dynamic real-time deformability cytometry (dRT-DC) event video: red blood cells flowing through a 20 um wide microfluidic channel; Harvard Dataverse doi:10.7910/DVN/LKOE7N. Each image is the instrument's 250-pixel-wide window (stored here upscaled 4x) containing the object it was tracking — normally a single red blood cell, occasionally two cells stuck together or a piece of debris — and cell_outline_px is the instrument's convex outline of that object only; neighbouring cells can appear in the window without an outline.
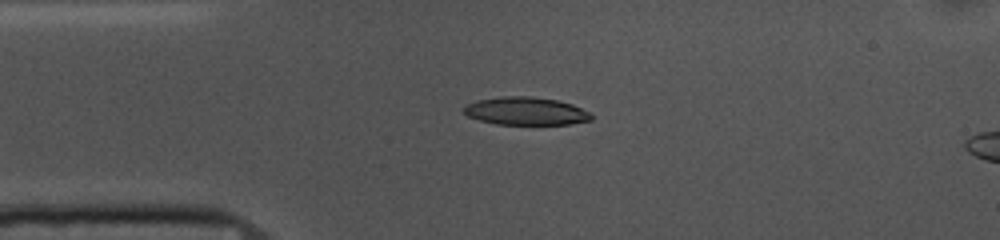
{"species": "common noctule bat (a hibernating species)", "species_latin": "Nyctalus noctula", "temperature_condition": "cold", "stored_images_in_passage": 43, "camera_frame_rate_fps": 3000, "um_per_image_px": 0.085, "animal": {"sex": "female", "body_mass_g": 10.0, "forearm_length_mm": 53.1}, "frame": {"image": 1, "passage_image": 1, "time_ms": 0.0, "image_size_px": [1000, 240], "cell_outline_px": [[592, 120], [568, 124], [496, 124], [480, 120], [468, 116], [460, 108], [476, 100], [500, 96], [532, 96], [556, 100], [572, 104], [588, 112], [592, 116]], "centroid_in_image_um": [44.65, 9.43], "position_along_channel_um": 40.4, "area_um2": 20.69}}
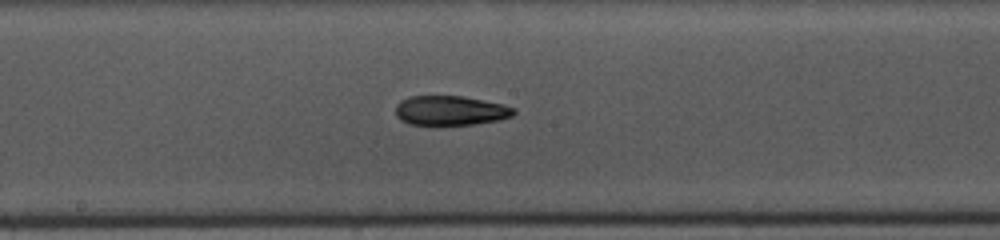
{"frame": {"image": 2, "passage_image": 16, "time_ms": 5.0, "image_size_px": [1000, 240], "cell_outline_px": [[516, 112], [512, 116], [500, 120], [476, 124], [432, 128], [408, 124], [400, 120], [396, 116], [396, 104], [400, 100], [408, 96], [464, 96], [504, 104], [516, 108]], "centroid_in_image_um": [38.26, 9.44], "position_along_channel_um": 209.9, "area_um2": 21.5}}
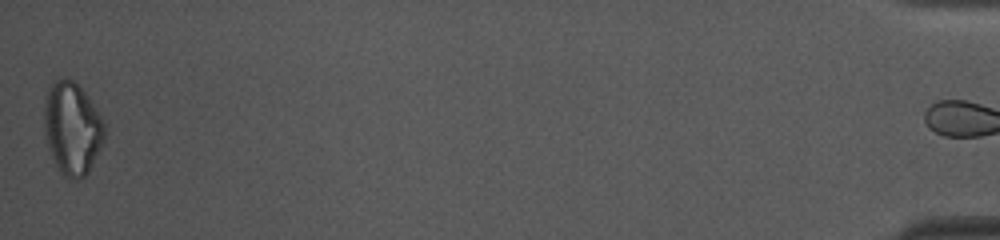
{"frame": {"image": 3, "passage_image": 42, "time_ms": 13.667, "image_size_px": [1000, 240], "cell_outline_px": [[104, 140], [88, 172], [80, 180], [64, 176], [60, 172], [48, 148], [44, 132], [44, 100], [48, 88], [60, 76], [72, 80], [84, 92], [100, 116], [104, 124]], "centroid_in_image_um": [6.1, 10.9], "position_along_channel_um": 429.1, "area_um2": 32.19}, "authors_computed_cell_mechanics": {"area_um2": 21.675, "velocity_mm_per_s": 3.7049, "shape_relaxation_time_tau1_ms": 3.8618, "shape_relaxation_time_tau2_ms": 7.4134, "deformation_change_tau1": 0.1498, "deformation_change_tau2": 0.171}}